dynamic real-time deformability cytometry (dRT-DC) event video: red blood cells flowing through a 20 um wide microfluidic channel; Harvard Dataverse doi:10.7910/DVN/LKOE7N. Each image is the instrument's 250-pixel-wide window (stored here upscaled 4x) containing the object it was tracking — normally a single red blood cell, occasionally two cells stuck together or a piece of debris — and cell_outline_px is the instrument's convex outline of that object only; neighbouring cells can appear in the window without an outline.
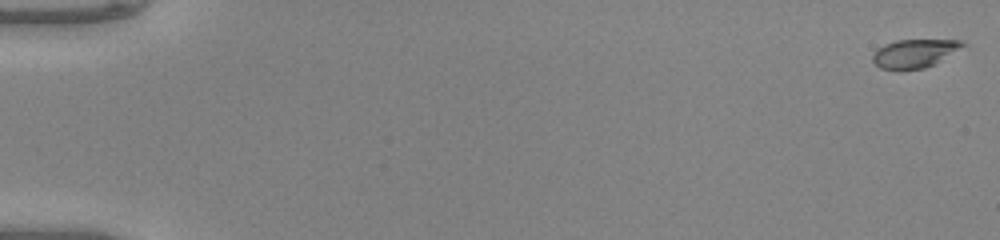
{"species": "common noctule bat (a hibernating species)", "species_latin": "Nyctalus noctula", "temperature_condition": "warm", "stored_images_in_passage": 51, "camera_frame_rate_fps": 3000, "um_per_image_px": 0.085, "animal": {"sex": "male", "body_mass_g": 20.0, "forearm_length_mm": 53.3}, "frame": {"image": 1, "passage_image": 1, "time_ms": 0.0, "image_size_px": [1000, 240], "cell_outline_px": [[968, 44], [932, 64], [924, 68], [880, 68], [872, 60], [872, 56], [876, 48], [884, 44], [896, 40], [964, 40]], "centroid_in_image_um": [77.72, 4.5], "position_along_channel_um": 7.3, "area_um2": 14.51}}
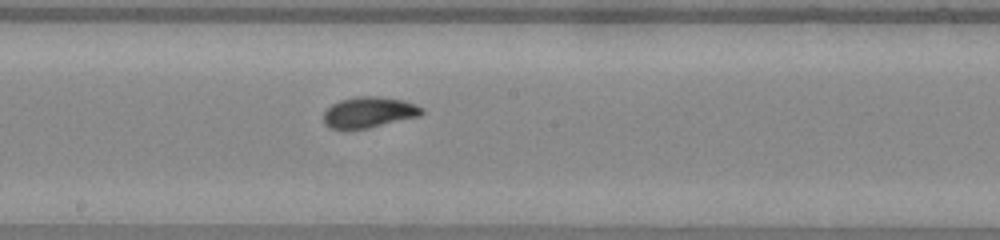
{"frame": {"image": 2, "passage_image": 29, "time_ms": 9.333, "image_size_px": [1000, 240], "cell_outline_px": [[424, 112], [420, 116], [368, 128], [328, 128], [324, 124], [324, 112], [332, 104], [340, 100], [356, 96], [376, 96], [404, 100], [416, 104], [424, 108]], "centroid_in_image_um": [31.39, 9.53], "position_along_channel_um": 216.8, "area_um2": 17.63}}
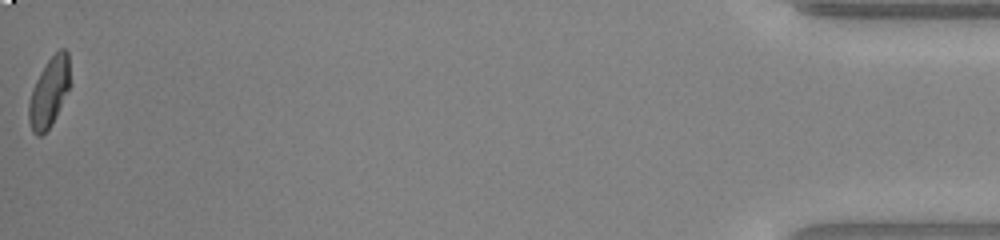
{"frame": {"image": 3, "passage_image": 51, "time_ms": 16.667, "image_size_px": [1000, 240], "cell_outline_px": [[68, 88], [56, 116], [52, 124], [40, 136], [36, 136], [32, 132], [28, 120], [28, 104], [32, 88], [40, 72], [48, 60], [60, 48], [64, 48], [68, 52]], "centroid_in_image_um": [4.13, 7.87], "position_along_channel_um": 431.1, "area_um2": 16.3}, "authors_computed_cell_mechanics": {"area_um2": 16.8198, "velocity_mm_per_s": 4.1632, "shape_relaxation_time_tau1_ms": 3.5744, "shape_relaxation_time_tau2_ms": 0.7667, "deformation_change_tau1": 0.1782, "deformation_change_tau2": 0.0547}}